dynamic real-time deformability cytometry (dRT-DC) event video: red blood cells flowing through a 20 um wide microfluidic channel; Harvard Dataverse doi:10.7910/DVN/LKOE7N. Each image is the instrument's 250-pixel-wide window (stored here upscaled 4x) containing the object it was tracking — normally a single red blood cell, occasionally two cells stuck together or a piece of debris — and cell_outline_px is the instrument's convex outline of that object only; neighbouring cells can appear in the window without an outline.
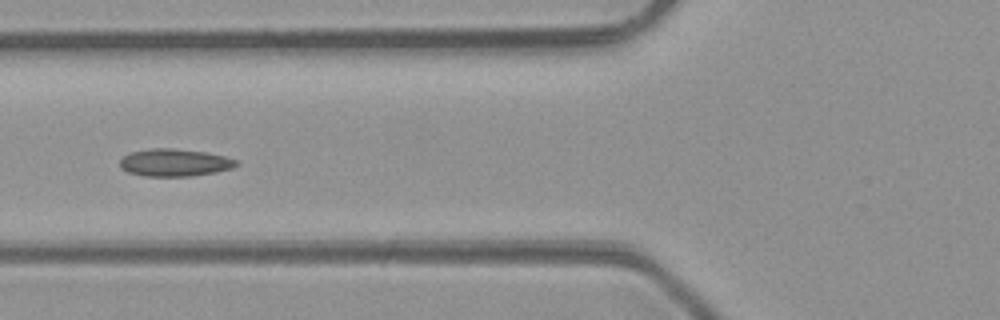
{"species": "common noctule bat (a hibernating species)", "species_latin": "Nyctalus noctula", "temperature_condition": "room temperature", "stored_images_in_passage": 6, "camera_frame_rate_fps": 3000, "um_per_image_px": 0.085, "animal": {"sex": "male", "body_mass_g": 23.1, "forearm_length_mm": 52.7}, "frame": {"image": 1, "passage_image": 5, "time_ms": 4.667, "image_size_px": [1000, 320], "cell_outline_px": [[240, 164], [232, 168], [216, 172], [192, 176], [144, 176], [128, 172], [120, 168], [120, 160], [124, 156], [132, 152], [152, 148], [172, 148], [208, 152], [240, 160]], "centroid_in_image_um": [14.89, 13.82], "position_along_channel_um": 110.9, "area_um2": 18.79}}
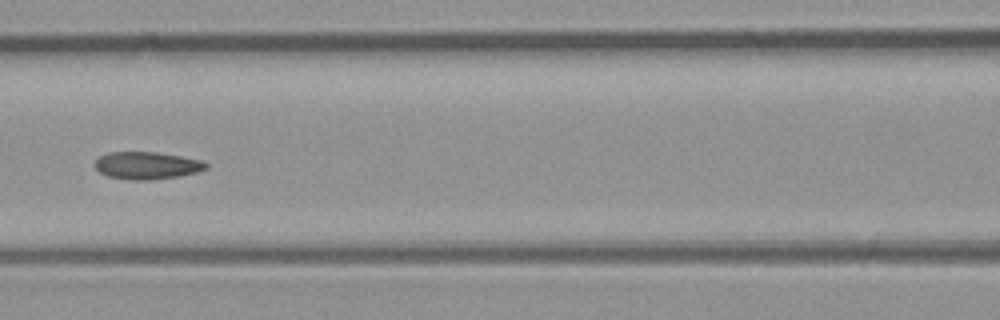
{"frame": {"image": 2, "passage_image": 6, "time_ms": 5.667, "image_size_px": [1000, 320], "cell_outline_px": [[208, 168], [196, 172], [180, 176], [148, 180], [132, 180], [108, 176], [100, 172], [96, 168], [96, 160], [100, 156], [108, 152], [156, 152], [180, 156], [200, 160], [208, 164]], "centroid_in_image_um": [12.49, 14.06], "position_along_channel_um": 154.1, "area_um2": 17.57}}